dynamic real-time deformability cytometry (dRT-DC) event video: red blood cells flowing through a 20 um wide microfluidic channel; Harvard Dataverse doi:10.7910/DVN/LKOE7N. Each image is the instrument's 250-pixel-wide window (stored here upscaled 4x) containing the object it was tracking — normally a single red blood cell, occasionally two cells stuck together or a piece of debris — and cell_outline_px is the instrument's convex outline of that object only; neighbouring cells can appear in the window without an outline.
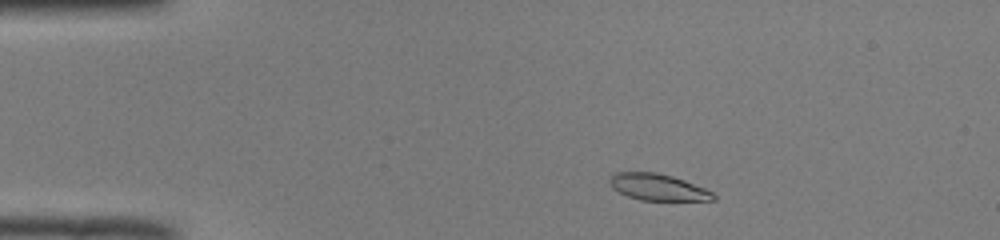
{"species": "common noctule bat (a hibernating species)", "species_latin": "Nyctalus noctula", "temperature_condition": "room temperature", "stored_images_in_passage": 46, "camera_frame_rate_fps": 3000, "um_per_image_px": 0.085, "animal": {"sex": "male", "body_mass_g": 19.0, "forearm_length_mm": 50.8}, "frame": {"image": 1, "passage_image": 4, "time_ms": 1.0, "image_size_px": [1000, 240], "cell_outline_px": [[716, 200], [640, 200], [628, 196], [612, 188], [608, 184], [608, 180], [616, 172], [656, 172], [672, 176], [684, 180], [704, 188], [712, 192], [716, 196]], "centroid_in_image_um": [55.9, 15.9], "position_along_channel_um": 29.1, "area_um2": 15.95}}
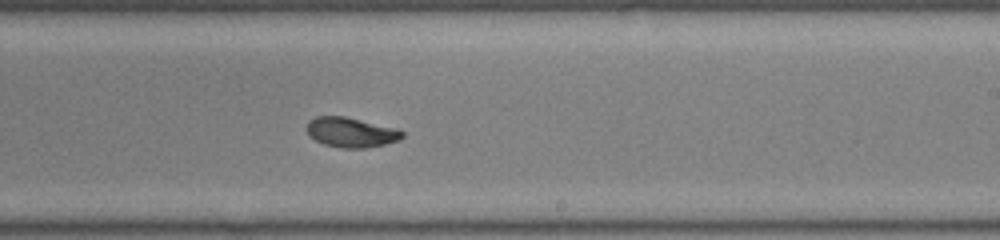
{"frame": {"image": 2, "passage_image": 26, "time_ms": 8.333, "image_size_px": [1000, 240], "cell_outline_px": [[404, 136], [400, 140], [384, 144], [364, 148], [340, 148], [324, 144], [308, 136], [308, 120], [316, 116], [344, 116], [396, 128], [404, 132]], "centroid_in_image_um": [29.84, 11.25], "position_along_channel_um": 259.2, "area_um2": 16.59}}
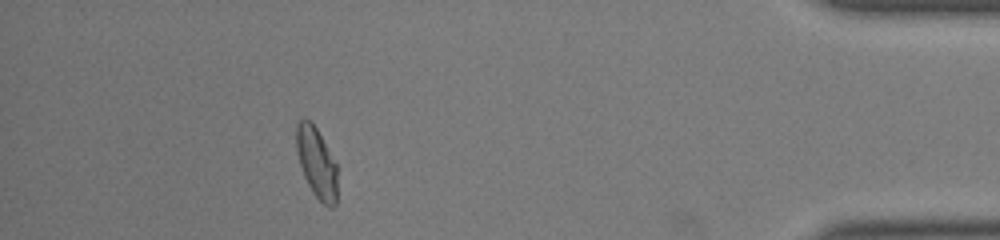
{"frame": {"image": 3, "passage_image": 41, "time_ms": 13.333, "image_size_px": [1000, 240], "cell_outline_px": [[336, 204], [332, 208], [328, 208], [312, 192], [304, 176], [300, 164], [296, 148], [296, 124], [304, 116], [316, 128], [336, 164]], "centroid_in_image_um": [26.89, 13.83], "position_along_channel_um": 408.3, "area_um2": 16.53}, "authors_computed_cell_mechanics": {"area_um2": 16.9643, "velocity_mm_per_s": 3.9806, "shape_relaxation_time_tau1_ms": 3.1859, "shape_relaxation_time_tau2_ms": 1.654, "deformation_change_tau1": 0.1495, "deformation_change_tau2": 0.0623}}